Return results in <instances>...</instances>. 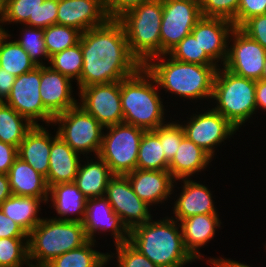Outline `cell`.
Masks as SVG:
<instances>
[{
    "instance_id": "cell-40",
    "label": "cell",
    "mask_w": 266,
    "mask_h": 267,
    "mask_svg": "<svg viewBox=\"0 0 266 267\" xmlns=\"http://www.w3.org/2000/svg\"><path fill=\"white\" fill-rule=\"evenodd\" d=\"M153 131L159 136L165 157L170 162L177 152L182 138L185 136L182 125L168 123L159 126Z\"/></svg>"
},
{
    "instance_id": "cell-38",
    "label": "cell",
    "mask_w": 266,
    "mask_h": 267,
    "mask_svg": "<svg viewBox=\"0 0 266 267\" xmlns=\"http://www.w3.org/2000/svg\"><path fill=\"white\" fill-rule=\"evenodd\" d=\"M169 57L177 61L188 62L198 65H217L204 51L201 49L198 40L190 33L184 37L176 46L168 53Z\"/></svg>"
},
{
    "instance_id": "cell-43",
    "label": "cell",
    "mask_w": 266,
    "mask_h": 267,
    "mask_svg": "<svg viewBox=\"0 0 266 267\" xmlns=\"http://www.w3.org/2000/svg\"><path fill=\"white\" fill-rule=\"evenodd\" d=\"M266 14V0H240L236 17L232 20L235 27H240L250 17Z\"/></svg>"
},
{
    "instance_id": "cell-25",
    "label": "cell",
    "mask_w": 266,
    "mask_h": 267,
    "mask_svg": "<svg viewBox=\"0 0 266 267\" xmlns=\"http://www.w3.org/2000/svg\"><path fill=\"white\" fill-rule=\"evenodd\" d=\"M182 181L183 191L175 201L173 209L178 222L197 214H217L212 194L206 186L188 179Z\"/></svg>"
},
{
    "instance_id": "cell-35",
    "label": "cell",
    "mask_w": 266,
    "mask_h": 267,
    "mask_svg": "<svg viewBox=\"0 0 266 267\" xmlns=\"http://www.w3.org/2000/svg\"><path fill=\"white\" fill-rule=\"evenodd\" d=\"M44 0H8L3 4V15L0 23H25L36 28V11Z\"/></svg>"
},
{
    "instance_id": "cell-15",
    "label": "cell",
    "mask_w": 266,
    "mask_h": 267,
    "mask_svg": "<svg viewBox=\"0 0 266 267\" xmlns=\"http://www.w3.org/2000/svg\"><path fill=\"white\" fill-rule=\"evenodd\" d=\"M192 117L187 125H182L184 134L211 157L215 152L214 146L237 130L225 117L213 109Z\"/></svg>"
},
{
    "instance_id": "cell-54",
    "label": "cell",
    "mask_w": 266,
    "mask_h": 267,
    "mask_svg": "<svg viewBox=\"0 0 266 267\" xmlns=\"http://www.w3.org/2000/svg\"><path fill=\"white\" fill-rule=\"evenodd\" d=\"M2 15H3V3L0 0V21L2 19Z\"/></svg>"
},
{
    "instance_id": "cell-34",
    "label": "cell",
    "mask_w": 266,
    "mask_h": 267,
    "mask_svg": "<svg viewBox=\"0 0 266 267\" xmlns=\"http://www.w3.org/2000/svg\"><path fill=\"white\" fill-rule=\"evenodd\" d=\"M82 32L78 29L54 24L44 29V41L49 57L79 43Z\"/></svg>"
},
{
    "instance_id": "cell-10",
    "label": "cell",
    "mask_w": 266,
    "mask_h": 267,
    "mask_svg": "<svg viewBox=\"0 0 266 267\" xmlns=\"http://www.w3.org/2000/svg\"><path fill=\"white\" fill-rule=\"evenodd\" d=\"M201 17L199 0H163L161 55L167 54L189 35Z\"/></svg>"
},
{
    "instance_id": "cell-29",
    "label": "cell",
    "mask_w": 266,
    "mask_h": 267,
    "mask_svg": "<svg viewBox=\"0 0 266 267\" xmlns=\"http://www.w3.org/2000/svg\"><path fill=\"white\" fill-rule=\"evenodd\" d=\"M48 199L37 197L11 195L0 204V209L16 224H18L27 234L42 220L37 217L40 203Z\"/></svg>"
},
{
    "instance_id": "cell-20",
    "label": "cell",
    "mask_w": 266,
    "mask_h": 267,
    "mask_svg": "<svg viewBox=\"0 0 266 267\" xmlns=\"http://www.w3.org/2000/svg\"><path fill=\"white\" fill-rule=\"evenodd\" d=\"M126 176L134 193L148 206L167 199L175 186L169 171L135 169Z\"/></svg>"
},
{
    "instance_id": "cell-12",
    "label": "cell",
    "mask_w": 266,
    "mask_h": 267,
    "mask_svg": "<svg viewBox=\"0 0 266 267\" xmlns=\"http://www.w3.org/2000/svg\"><path fill=\"white\" fill-rule=\"evenodd\" d=\"M33 125L36 119L53 123L54 117L45 109L40 96V66L16 77L9 96L4 101Z\"/></svg>"
},
{
    "instance_id": "cell-36",
    "label": "cell",
    "mask_w": 266,
    "mask_h": 267,
    "mask_svg": "<svg viewBox=\"0 0 266 267\" xmlns=\"http://www.w3.org/2000/svg\"><path fill=\"white\" fill-rule=\"evenodd\" d=\"M51 68L70 79L78 81L83 69V54L81 43L56 53L50 57Z\"/></svg>"
},
{
    "instance_id": "cell-22",
    "label": "cell",
    "mask_w": 266,
    "mask_h": 267,
    "mask_svg": "<svg viewBox=\"0 0 266 267\" xmlns=\"http://www.w3.org/2000/svg\"><path fill=\"white\" fill-rule=\"evenodd\" d=\"M52 138L40 124L34 125L18 147V157L47 177Z\"/></svg>"
},
{
    "instance_id": "cell-11",
    "label": "cell",
    "mask_w": 266,
    "mask_h": 267,
    "mask_svg": "<svg viewBox=\"0 0 266 267\" xmlns=\"http://www.w3.org/2000/svg\"><path fill=\"white\" fill-rule=\"evenodd\" d=\"M79 92L82 102L79 106L104 128L123 123L121 81L90 85L81 88Z\"/></svg>"
},
{
    "instance_id": "cell-8",
    "label": "cell",
    "mask_w": 266,
    "mask_h": 267,
    "mask_svg": "<svg viewBox=\"0 0 266 267\" xmlns=\"http://www.w3.org/2000/svg\"><path fill=\"white\" fill-rule=\"evenodd\" d=\"M109 132L102 138L98 156L114 175L133 172L137 165L140 140L145 130L126 123L105 127Z\"/></svg>"
},
{
    "instance_id": "cell-7",
    "label": "cell",
    "mask_w": 266,
    "mask_h": 267,
    "mask_svg": "<svg viewBox=\"0 0 266 267\" xmlns=\"http://www.w3.org/2000/svg\"><path fill=\"white\" fill-rule=\"evenodd\" d=\"M255 87V80L218 68L211 97L217 101V107L213 110L239 129L257 109Z\"/></svg>"
},
{
    "instance_id": "cell-3",
    "label": "cell",
    "mask_w": 266,
    "mask_h": 267,
    "mask_svg": "<svg viewBox=\"0 0 266 267\" xmlns=\"http://www.w3.org/2000/svg\"><path fill=\"white\" fill-rule=\"evenodd\" d=\"M164 56L167 55L156 56L161 63L148 61L144 65L150 73L152 83L184 98L212 97L218 65H198L177 61L172 57L165 62L163 61L165 60Z\"/></svg>"
},
{
    "instance_id": "cell-51",
    "label": "cell",
    "mask_w": 266,
    "mask_h": 267,
    "mask_svg": "<svg viewBox=\"0 0 266 267\" xmlns=\"http://www.w3.org/2000/svg\"><path fill=\"white\" fill-rule=\"evenodd\" d=\"M12 195L8 175L0 173V204Z\"/></svg>"
},
{
    "instance_id": "cell-50",
    "label": "cell",
    "mask_w": 266,
    "mask_h": 267,
    "mask_svg": "<svg viewBox=\"0 0 266 267\" xmlns=\"http://www.w3.org/2000/svg\"><path fill=\"white\" fill-rule=\"evenodd\" d=\"M256 108L266 110V82L263 80L256 81L255 87Z\"/></svg>"
},
{
    "instance_id": "cell-17",
    "label": "cell",
    "mask_w": 266,
    "mask_h": 267,
    "mask_svg": "<svg viewBox=\"0 0 266 267\" xmlns=\"http://www.w3.org/2000/svg\"><path fill=\"white\" fill-rule=\"evenodd\" d=\"M85 234L88 240H94L96 231L110 229L115 244H122L129 241V231L121 219L113 211L110 203L105 197L88 198L86 202V214L83 221Z\"/></svg>"
},
{
    "instance_id": "cell-49",
    "label": "cell",
    "mask_w": 266,
    "mask_h": 267,
    "mask_svg": "<svg viewBox=\"0 0 266 267\" xmlns=\"http://www.w3.org/2000/svg\"><path fill=\"white\" fill-rule=\"evenodd\" d=\"M15 79L14 75L0 67V102H4L9 96Z\"/></svg>"
},
{
    "instance_id": "cell-23",
    "label": "cell",
    "mask_w": 266,
    "mask_h": 267,
    "mask_svg": "<svg viewBox=\"0 0 266 267\" xmlns=\"http://www.w3.org/2000/svg\"><path fill=\"white\" fill-rule=\"evenodd\" d=\"M7 175L13 195L40 199L49 198L46 177L21 158H16Z\"/></svg>"
},
{
    "instance_id": "cell-19",
    "label": "cell",
    "mask_w": 266,
    "mask_h": 267,
    "mask_svg": "<svg viewBox=\"0 0 266 267\" xmlns=\"http://www.w3.org/2000/svg\"><path fill=\"white\" fill-rule=\"evenodd\" d=\"M70 78L53 70L50 66H40V96L45 109L57 116L78 103L71 96Z\"/></svg>"
},
{
    "instance_id": "cell-41",
    "label": "cell",
    "mask_w": 266,
    "mask_h": 267,
    "mask_svg": "<svg viewBox=\"0 0 266 267\" xmlns=\"http://www.w3.org/2000/svg\"><path fill=\"white\" fill-rule=\"evenodd\" d=\"M201 15L232 21L238 12L240 0H199Z\"/></svg>"
},
{
    "instance_id": "cell-27",
    "label": "cell",
    "mask_w": 266,
    "mask_h": 267,
    "mask_svg": "<svg viewBox=\"0 0 266 267\" xmlns=\"http://www.w3.org/2000/svg\"><path fill=\"white\" fill-rule=\"evenodd\" d=\"M98 161L93 160L87 165H79L74 183L83 195L88 198L104 197L106 187L114 174L109 166L97 156ZM82 166V167H81Z\"/></svg>"
},
{
    "instance_id": "cell-5",
    "label": "cell",
    "mask_w": 266,
    "mask_h": 267,
    "mask_svg": "<svg viewBox=\"0 0 266 267\" xmlns=\"http://www.w3.org/2000/svg\"><path fill=\"white\" fill-rule=\"evenodd\" d=\"M88 241L83 222L42 219L28 234L29 260L44 267L52 259L79 248Z\"/></svg>"
},
{
    "instance_id": "cell-52",
    "label": "cell",
    "mask_w": 266,
    "mask_h": 267,
    "mask_svg": "<svg viewBox=\"0 0 266 267\" xmlns=\"http://www.w3.org/2000/svg\"><path fill=\"white\" fill-rule=\"evenodd\" d=\"M210 263L214 267H250L248 265H245L243 263H239L234 260H225V259H210Z\"/></svg>"
},
{
    "instance_id": "cell-31",
    "label": "cell",
    "mask_w": 266,
    "mask_h": 267,
    "mask_svg": "<svg viewBox=\"0 0 266 267\" xmlns=\"http://www.w3.org/2000/svg\"><path fill=\"white\" fill-rule=\"evenodd\" d=\"M94 243L88 240L79 248L55 257L44 267H104L113 256L93 250Z\"/></svg>"
},
{
    "instance_id": "cell-21",
    "label": "cell",
    "mask_w": 266,
    "mask_h": 267,
    "mask_svg": "<svg viewBox=\"0 0 266 267\" xmlns=\"http://www.w3.org/2000/svg\"><path fill=\"white\" fill-rule=\"evenodd\" d=\"M79 153L74 151L57 134L52 137L49 156V171L46 177L48 187L75 181L80 165Z\"/></svg>"
},
{
    "instance_id": "cell-39",
    "label": "cell",
    "mask_w": 266,
    "mask_h": 267,
    "mask_svg": "<svg viewBox=\"0 0 266 267\" xmlns=\"http://www.w3.org/2000/svg\"><path fill=\"white\" fill-rule=\"evenodd\" d=\"M23 31L22 39L18 40V44L29 54L30 59L35 62L37 66H42L43 62L39 61V57L43 56L50 61V57L47 54V49L44 41V29L27 27Z\"/></svg>"
},
{
    "instance_id": "cell-16",
    "label": "cell",
    "mask_w": 266,
    "mask_h": 267,
    "mask_svg": "<svg viewBox=\"0 0 266 267\" xmlns=\"http://www.w3.org/2000/svg\"><path fill=\"white\" fill-rule=\"evenodd\" d=\"M108 19L105 0H58V25L71 26L83 33Z\"/></svg>"
},
{
    "instance_id": "cell-46",
    "label": "cell",
    "mask_w": 266,
    "mask_h": 267,
    "mask_svg": "<svg viewBox=\"0 0 266 267\" xmlns=\"http://www.w3.org/2000/svg\"><path fill=\"white\" fill-rule=\"evenodd\" d=\"M152 0H105V11L109 19H119L126 12Z\"/></svg>"
},
{
    "instance_id": "cell-14",
    "label": "cell",
    "mask_w": 266,
    "mask_h": 267,
    "mask_svg": "<svg viewBox=\"0 0 266 267\" xmlns=\"http://www.w3.org/2000/svg\"><path fill=\"white\" fill-rule=\"evenodd\" d=\"M234 45L228 48L223 65L230 72L255 81L261 79L266 58V49L250 38L239 27L231 32Z\"/></svg>"
},
{
    "instance_id": "cell-48",
    "label": "cell",
    "mask_w": 266,
    "mask_h": 267,
    "mask_svg": "<svg viewBox=\"0 0 266 267\" xmlns=\"http://www.w3.org/2000/svg\"><path fill=\"white\" fill-rule=\"evenodd\" d=\"M18 157V148L0 141V173L8 174L10 167Z\"/></svg>"
},
{
    "instance_id": "cell-30",
    "label": "cell",
    "mask_w": 266,
    "mask_h": 267,
    "mask_svg": "<svg viewBox=\"0 0 266 267\" xmlns=\"http://www.w3.org/2000/svg\"><path fill=\"white\" fill-rule=\"evenodd\" d=\"M0 67L18 77L21 74L34 70L37 65L29 54L16 41H6L8 33L0 25Z\"/></svg>"
},
{
    "instance_id": "cell-55",
    "label": "cell",
    "mask_w": 266,
    "mask_h": 267,
    "mask_svg": "<svg viewBox=\"0 0 266 267\" xmlns=\"http://www.w3.org/2000/svg\"><path fill=\"white\" fill-rule=\"evenodd\" d=\"M8 0H1V2L4 4L5 2H7Z\"/></svg>"
},
{
    "instance_id": "cell-2",
    "label": "cell",
    "mask_w": 266,
    "mask_h": 267,
    "mask_svg": "<svg viewBox=\"0 0 266 267\" xmlns=\"http://www.w3.org/2000/svg\"><path fill=\"white\" fill-rule=\"evenodd\" d=\"M177 222L174 218L149 220L129 231L128 242L159 267H182L194 259L184 247Z\"/></svg>"
},
{
    "instance_id": "cell-24",
    "label": "cell",
    "mask_w": 266,
    "mask_h": 267,
    "mask_svg": "<svg viewBox=\"0 0 266 267\" xmlns=\"http://www.w3.org/2000/svg\"><path fill=\"white\" fill-rule=\"evenodd\" d=\"M218 217V214H197L180 221L178 226L182 231L184 247L193 259L201 258L197 249L212 239L216 227H220Z\"/></svg>"
},
{
    "instance_id": "cell-1",
    "label": "cell",
    "mask_w": 266,
    "mask_h": 267,
    "mask_svg": "<svg viewBox=\"0 0 266 267\" xmlns=\"http://www.w3.org/2000/svg\"><path fill=\"white\" fill-rule=\"evenodd\" d=\"M83 69L79 89L95 84L118 82L135 74L142 65L131 54L125 29L117 19L81 34Z\"/></svg>"
},
{
    "instance_id": "cell-18",
    "label": "cell",
    "mask_w": 266,
    "mask_h": 267,
    "mask_svg": "<svg viewBox=\"0 0 266 267\" xmlns=\"http://www.w3.org/2000/svg\"><path fill=\"white\" fill-rule=\"evenodd\" d=\"M235 28L232 21L220 17L202 16L194 26L191 34L198 40L201 49L216 63L222 59L223 65L227 58L228 42Z\"/></svg>"
},
{
    "instance_id": "cell-33",
    "label": "cell",
    "mask_w": 266,
    "mask_h": 267,
    "mask_svg": "<svg viewBox=\"0 0 266 267\" xmlns=\"http://www.w3.org/2000/svg\"><path fill=\"white\" fill-rule=\"evenodd\" d=\"M166 159L159 136L153 131H145L140 140L136 169L168 171Z\"/></svg>"
},
{
    "instance_id": "cell-44",
    "label": "cell",
    "mask_w": 266,
    "mask_h": 267,
    "mask_svg": "<svg viewBox=\"0 0 266 267\" xmlns=\"http://www.w3.org/2000/svg\"><path fill=\"white\" fill-rule=\"evenodd\" d=\"M239 28L266 49V14L250 17Z\"/></svg>"
},
{
    "instance_id": "cell-45",
    "label": "cell",
    "mask_w": 266,
    "mask_h": 267,
    "mask_svg": "<svg viewBox=\"0 0 266 267\" xmlns=\"http://www.w3.org/2000/svg\"><path fill=\"white\" fill-rule=\"evenodd\" d=\"M58 0H44L36 11V28L57 24Z\"/></svg>"
},
{
    "instance_id": "cell-42",
    "label": "cell",
    "mask_w": 266,
    "mask_h": 267,
    "mask_svg": "<svg viewBox=\"0 0 266 267\" xmlns=\"http://www.w3.org/2000/svg\"><path fill=\"white\" fill-rule=\"evenodd\" d=\"M119 267H159L141 254L129 242L116 245Z\"/></svg>"
},
{
    "instance_id": "cell-53",
    "label": "cell",
    "mask_w": 266,
    "mask_h": 267,
    "mask_svg": "<svg viewBox=\"0 0 266 267\" xmlns=\"http://www.w3.org/2000/svg\"><path fill=\"white\" fill-rule=\"evenodd\" d=\"M260 80H263V81L266 82V58H265V61H264V69H263V72H262Z\"/></svg>"
},
{
    "instance_id": "cell-13",
    "label": "cell",
    "mask_w": 266,
    "mask_h": 267,
    "mask_svg": "<svg viewBox=\"0 0 266 267\" xmlns=\"http://www.w3.org/2000/svg\"><path fill=\"white\" fill-rule=\"evenodd\" d=\"M104 197L128 231L151 220L149 206L134 193L126 175H114Z\"/></svg>"
},
{
    "instance_id": "cell-4",
    "label": "cell",
    "mask_w": 266,
    "mask_h": 267,
    "mask_svg": "<svg viewBox=\"0 0 266 267\" xmlns=\"http://www.w3.org/2000/svg\"><path fill=\"white\" fill-rule=\"evenodd\" d=\"M149 79L150 73L142 66L135 74L121 80L123 123L145 131L164 125L163 102Z\"/></svg>"
},
{
    "instance_id": "cell-47",
    "label": "cell",
    "mask_w": 266,
    "mask_h": 267,
    "mask_svg": "<svg viewBox=\"0 0 266 267\" xmlns=\"http://www.w3.org/2000/svg\"><path fill=\"white\" fill-rule=\"evenodd\" d=\"M28 237V234L0 209V238Z\"/></svg>"
},
{
    "instance_id": "cell-32",
    "label": "cell",
    "mask_w": 266,
    "mask_h": 267,
    "mask_svg": "<svg viewBox=\"0 0 266 267\" xmlns=\"http://www.w3.org/2000/svg\"><path fill=\"white\" fill-rule=\"evenodd\" d=\"M33 126L27 118L17 113L11 106L0 102V141L18 148Z\"/></svg>"
},
{
    "instance_id": "cell-6",
    "label": "cell",
    "mask_w": 266,
    "mask_h": 267,
    "mask_svg": "<svg viewBox=\"0 0 266 267\" xmlns=\"http://www.w3.org/2000/svg\"><path fill=\"white\" fill-rule=\"evenodd\" d=\"M162 15L163 0H152L133 8L118 19L125 29L131 54L142 66L161 55Z\"/></svg>"
},
{
    "instance_id": "cell-37",
    "label": "cell",
    "mask_w": 266,
    "mask_h": 267,
    "mask_svg": "<svg viewBox=\"0 0 266 267\" xmlns=\"http://www.w3.org/2000/svg\"><path fill=\"white\" fill-rule=\"evenodd\" d=\"M23 262L32 267L28 237L0 238V267H21Z\"/></svg>"
},
{
    "instance_id": "cell-9",
    "label": "cell",
    "mask_w": 266,
    "mask_h": 267,
    "mask_svg": "<svg viewBox=\"0 0 266 267\" xmlns=\"http://www.w3.org/2000/svg\"><path fill=\"white\" fill-rule=\"evenodd\" d=\"M53 123L61 124L56 133L74 151L83 154L93 151L98 156L104 127L81 106L55 116Z\"/></svg>"
},
{
    "instance_id": "cell-26",
    "label": "cell",
    "mask_w": 266,
    "mask_h": 267,
    "mask_svg": "<svg viewBox=\"0 0 266 267\" xmlns=\"http://www.w3.org/2000/svg\"><path fill=\"white\" fill-rule=\"evenodd\" d=\"M211 159L206 151L184 136L173 159L169 162L168 171L175 181L187 179L207 167Z\"/></svg>"
},
{
    "instance_id": "cell-28",
    "label": "cell",
    "mask_w": 266,
    "mask_h": 267,
    "mask_svg": "<svg viewBox=\"0 0 266 267\" xmlns=\"http://www.w3.org/2000/svg\"><path fill=\"white\" fill-rule=\"evenodd\" d=\"M49 194H51V201L57 213L61 217L65 216V218L60 217L58 219L84 221L87 198L74 182L53 185L49 188ZM71 213L78 214L81 217L66 218V215Z\"/></svg>"
}]
</instances>
